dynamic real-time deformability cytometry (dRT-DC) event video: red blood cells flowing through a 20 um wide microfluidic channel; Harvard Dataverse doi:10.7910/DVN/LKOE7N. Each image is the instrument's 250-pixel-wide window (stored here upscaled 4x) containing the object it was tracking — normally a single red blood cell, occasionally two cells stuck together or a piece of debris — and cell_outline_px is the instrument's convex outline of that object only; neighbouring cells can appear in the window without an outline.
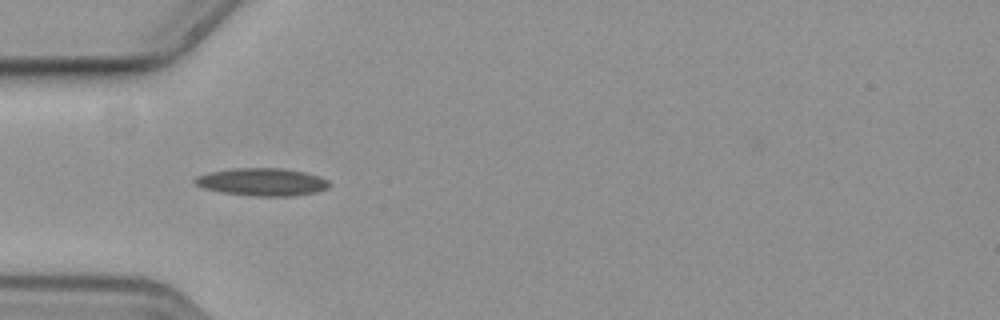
{"species": "common noctule bat (a hibernating species)", "species_latin": "Nyctalus noctula", "temperature_condition": "cold", "stored_images_in_passage": 40, "camera_frame_rate_fps": 3000, "um_per_image_px": 0.085, "animal": {"sex": "female", "body_mass_g": 19.3, "forearm_length_mm": 54.1}, "frame": {"image": 1, "passage_image": 1, "time_ms": 0.0, "image_size_px": [1000, 320], "cell_outline_px": [[332, 184], [328, 188], [316, 192], [292, 196], [252, 196], [220, 192], [204, 188], [196, 184], [192, 180], [196, 176], [212, 172], [236, 168], [280, 168], [304, 172], [328, 180]], "centroid_in_image_um": [22.29, 15.47], "position_along_channel_um": 62.7, "area_um2": 21.56}}
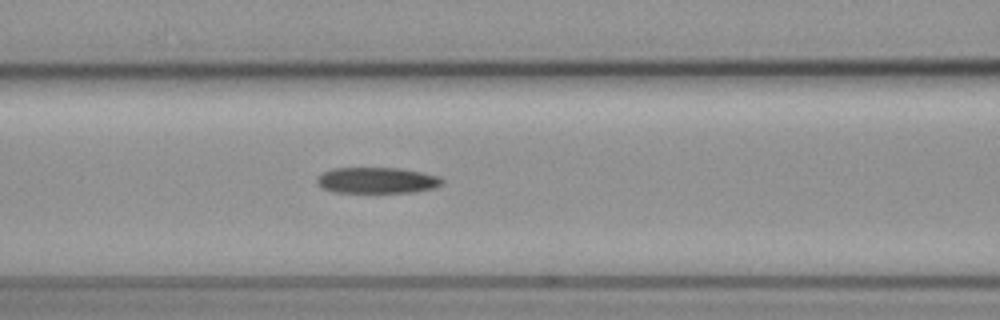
{"frame": {"image": 2, "passage_image": 7, "time_ms": 2.0, "image_size_px": [1000, 320], "cell_outline_px": [[444, 184], [436, 188], [416, 192], [332, 192], [320, 188], [316, 180], [324, 172], [332, 168], [400, 168], [440, 176], [444, 180]], "centroid_in_image_um": [32.08, 15.33], "position_along_channel_um": 134.5, "area_um2": 19.13}}
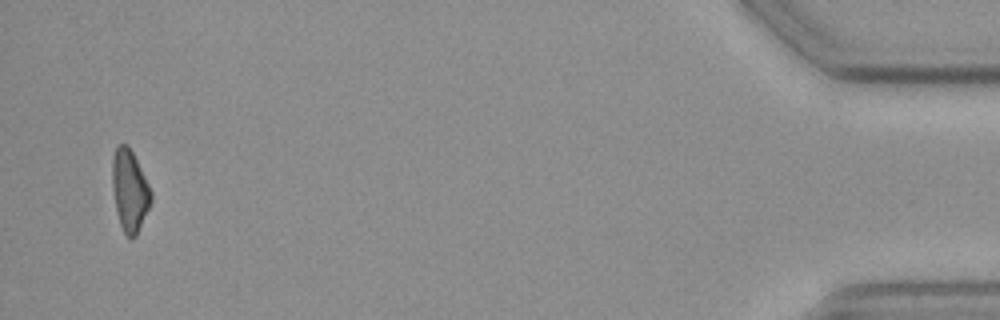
{"frame": {"image": 3, "passage_image": 38, "time_ms": 12.333, "image_size_px": [1000, 320], "cell_outline_px": [[152, 200], [136, 236], [128, 236], [124, 232], [120, 224], [116, 208], [112, 188], [112, 156], [116, 144], [128, 144], [152, 192]], "centroid_in_image_um": [11.0, 16.15], "position_along_channel_um": 424.2, "area_um2": 18.21}, "authors_computed_cell_mechanics": {"area_um2": 19.3052, "velocity_mm_per_s": 3.6767, "shape_relaxation_time_tau1_ms": 7.6161, "shape_relaxation_time_tau2_ms": 8.1349, "deformation_change_tau1": 0.1885, "deformation_change_tau2": 0.2027}}